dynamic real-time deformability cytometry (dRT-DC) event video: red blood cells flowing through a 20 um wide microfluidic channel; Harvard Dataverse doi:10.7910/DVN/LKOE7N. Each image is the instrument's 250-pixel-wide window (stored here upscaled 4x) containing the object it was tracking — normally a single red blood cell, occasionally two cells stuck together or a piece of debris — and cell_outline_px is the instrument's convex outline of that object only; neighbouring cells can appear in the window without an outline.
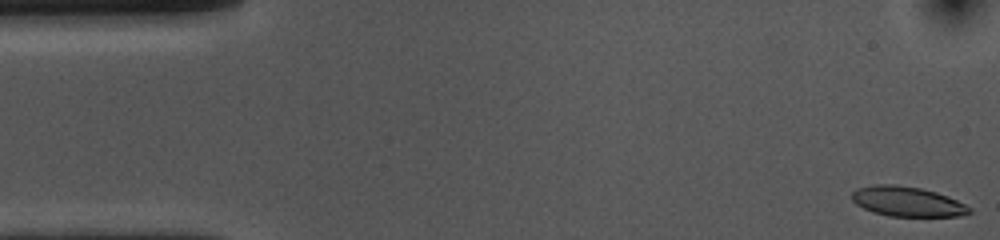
{"species": "common noctule bat (a hibernating species)", "species_latin": "Nyctalus noctula", "temperature_condition": "cold", "stored_images_in_passage": 52, "camera_frame_rate_fps": 3000, "um_per_image_px": 0.085, "animal": {"sex": "female", "body_mass_g": 10.0, "forearm_length_mm": 53.1}, "frame": {"image": 1, "passage_image": 1, "time_ms": 0.0, "image_size_px": [1000, 240], "cell_outline_px": [[972, 212], [960, 216], [888, 216], [872, 212], [856, 204], [852, 200], [852, 192], [856, 188], [876, 184], [896, 184], [920, 188], [936, 192], [948, 196], [972, 208]], "centroid_in_image_um": [77.1, 17.13], "position_along_channel_um": 7.9, "area_um2": 20.52}}
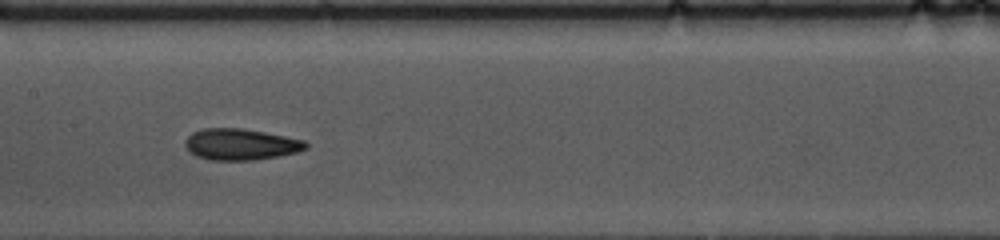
{"frame": {"image": 2, "passage_image": 25, "time_ms": 8.0, "image_size_px": [1000, 240], "cell_outline_px": [[308, 148], [296, 152], [276, 156], [252, 160], [212, 160], [196, 156], [188, 152], [184, 144], [184, 140], [192, 132], [204, 128], [240, 128], [264, 132], [304, 140], [308, 144]], "centroid_in_image_um": [20.41, 12.27], "position_along_channel_um": 187.0, "area_um2": 21.96}}
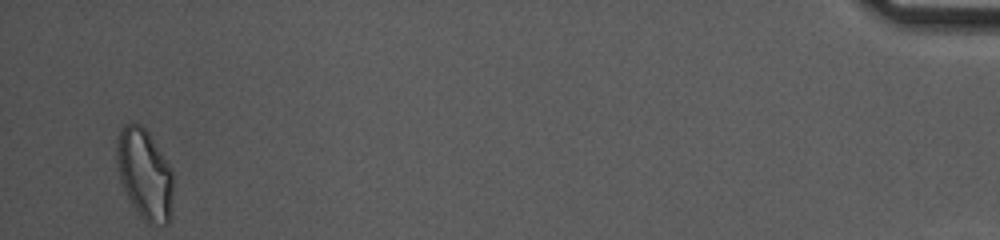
{"frame": {"image": 3, "passage_image": 52, "time_ms": 17.0, "image_size_px": [1000, 240], "cell_outline_px": [[172, 216], [168, 224], [148, 224], [140, 216], [132, 204], [120, 180], [116, 160], [116, 140], [120, 128], [124, 124], [140, 124], [148, 132], [168, 164], [172, 172]], "centroid_in_image_um": [12.29, 14.82], "position_along_channel_um": 422.9, "area_um2": 29.65}, "authors_computed_cell_mechanics": {"area_um2": 21.7906, "velocity_mm_per_s": 3.6255, "shape_relaxation_time_tau1_ms": 3.2758, "shape_relaxation_time_tau2_ms": 2.6282, "deformation_change_tau1": 0.1422, "deformation_change_tau2": 0.1009}}